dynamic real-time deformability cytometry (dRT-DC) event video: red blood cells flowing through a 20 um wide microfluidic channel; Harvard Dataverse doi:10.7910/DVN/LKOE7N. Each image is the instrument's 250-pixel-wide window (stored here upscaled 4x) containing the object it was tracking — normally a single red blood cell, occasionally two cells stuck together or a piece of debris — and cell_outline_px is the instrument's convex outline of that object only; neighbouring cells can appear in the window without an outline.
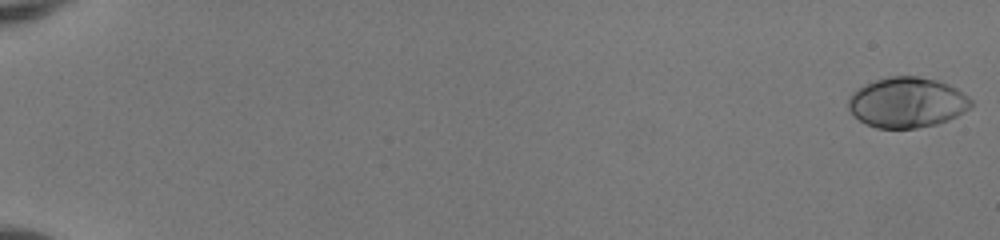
{"species": "human", "species_latin": "Homo sapiens", "temperature_condition": "room temperature", "stored_images_in_passage": 53, "camera_frame_rate_fps": 3000, "um_per_image_px": 0.085, "donor": {"sex": "female"}, "frame": {"image": 1, "passage_image": 1, "time_ms": 0.0, "image_size_px": [1000, 240], "cell_outline_px": [[972, 104], [968, 108], [956, 116], [948, 120], [936, 124], [916, 128], [876, 128], [860, 120], [848, 108], [848, 96], [852, 92], [864, 84], [888, 76], [920, 76], [936, 80], [948, 84], [956, 88], [968, 96], [972, 100]], "centroid_in_image_um": [77.08, 8.7], "position_along_channel_um": 7.9, "area_um2": 35.89}}
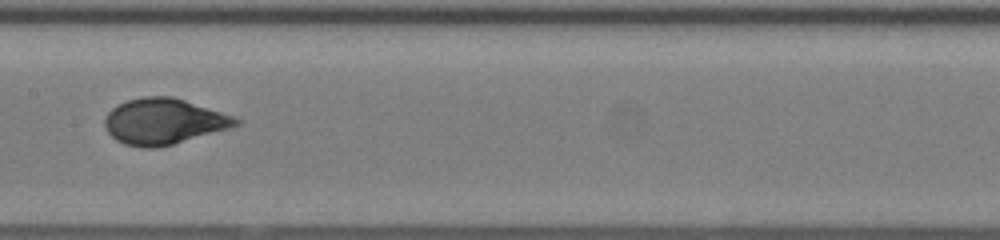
{"frame": {"image": 2, "passage_image": 30, "time_ms": 9.667, "image_size_px": [1000, 240], "cell_outline_px": [[240, 124], [228, 128], [172, 144], [156, 148], [144, 148], [124, 144], [116, 140], [104, 128], [104, 120], [108, 112], [112, 108], [128, 100], [144, 96], [172, 96], [236, 116], [240, 120]], "centroid_in_image_um": [13.9, 10.31], "position_along_channel_um": 193.5, "area_um2": 34.85}}
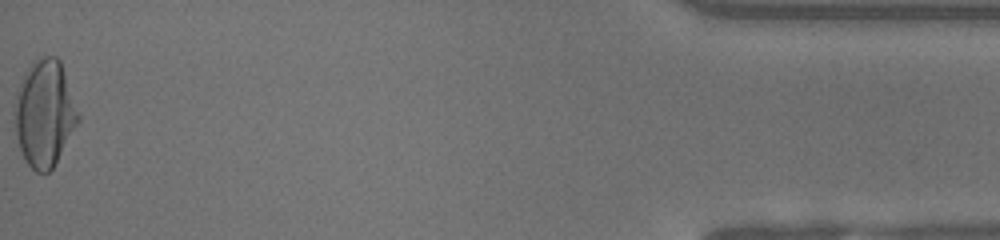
{"frame": {"image": 3, "passage_image": 53, "time_ms": 17.333, "image_size_px": [1000, 240], "cell_outline_px": [[80, 120], [52, 168], [48, 172], [36, 172], [24, 160], [16, 136], [12, 112], [12, 104], [16, 92], [24, 72], [32, 60], [40, 56], [56, 56], [60, 60], [80, 116]], "centroid_in_image_um": [3.74, 9.6], "position_along_channel_um": 431.5, "area_um2": 39.88}, "authors_computed_cell_mechanics": {"area_um2": 34.969, "velocity_mm_per_s": 4.1159, "shape_relaxation_time_tau1_ms": 5.2241, "shape_relaxation_time_tau2_ms": null, "deformation_change_tau1": 0.2498, "deformation_change_tau2": null}}